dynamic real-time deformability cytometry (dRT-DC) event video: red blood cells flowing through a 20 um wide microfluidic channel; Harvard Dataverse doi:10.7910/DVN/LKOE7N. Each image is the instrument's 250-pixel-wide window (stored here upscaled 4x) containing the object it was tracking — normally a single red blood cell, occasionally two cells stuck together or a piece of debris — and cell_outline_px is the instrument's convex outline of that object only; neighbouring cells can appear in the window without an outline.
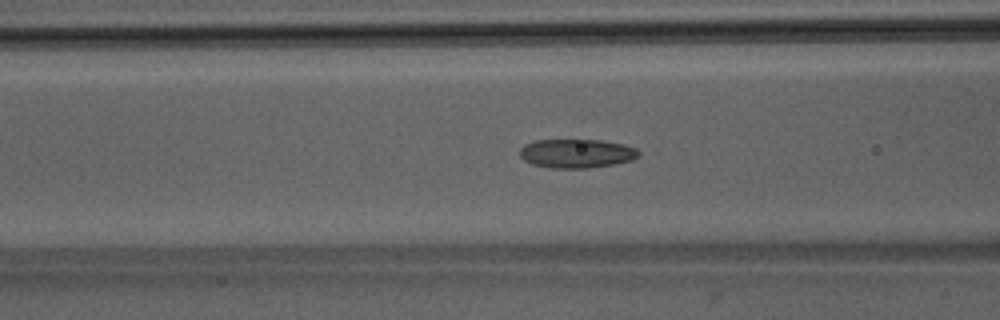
{"species": "Egyptian fruit bat (a non-hibernating species)", "species_latin": "Rousettus aegyptiacus", "temperature_condition": "room temperature", "stored_images_in_passage": 52, "camera_frame_rate_fps": 3000, "um_per_image_px": 0.085, "animal": {"sex": "male"}, "frame": {"image": 1, "passage_image": 20, "time_ms": 6.333, "image_size_px": [1000, 320], "cell_outline_px": [[640, 156], [632, 160], [612, 164], [588, 168], [548, 168], [532, 164], [524, 160], [520, 156], [520, 148], [524, 144], [536, 140], [600, 140], [624, 144], [636, 148], [640, 152]], "centroid_in_image_um": [49.0, 13.04], "position_along_channel_um": 117.6, "area_um2": 20.11}}
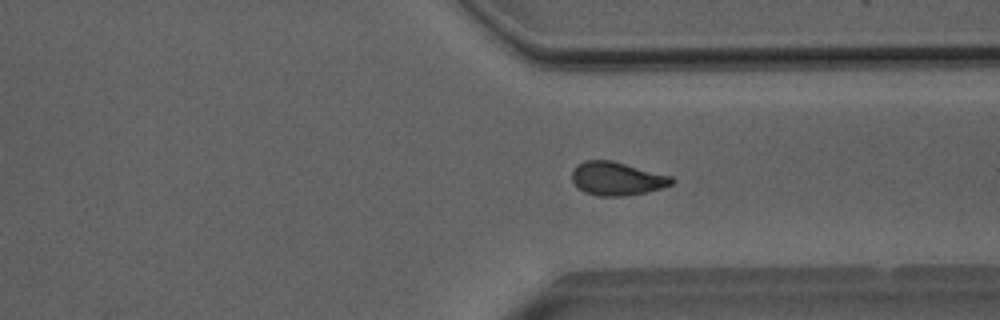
{"frame": {"image": 2, "passage_image": 38, "time_ms": 12.333, "image_size_px": [1000, 320], "cell_outline_px": [[676, 180], [672, 184], [664, 188], [648, 192], [624, 196], [600, 196], [584, 192], [572, 180], [572, 172], [576, 164], [584, 160], [612, 160], [672, 176]], "centroid_in_image_um": [52.47, 15.18], "position_along_channel_um": 358.9, "area_um2": 19.59}}
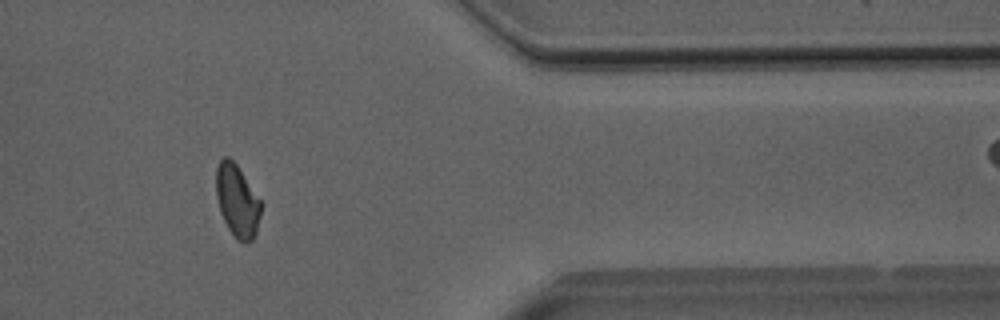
{"frame": {"image": 3, "passage_image": 42, "time_ms": 13.667, "image_size_px": [1000, 320], "cell_outline_px": [[260, 216], [256, 232], [252, 240], [248, 244], [244, 244], [236, 240], [228, 228], [220, 212], [216, 196], [216, 168], [220, 160], [224, 156], [228, 156], [236, 164], [260, 200]], "centroid_in_image_um": [20.14, 17.1], "position_along_channel_um": 391.3, "area_um2": 18.84}, "authors_computed_cell_mechanics": {"area_um2": 19.5653, "velocity_mm_per_s": 4.021, "shape_relaxation_time_tau1_ms": null, "shape_relaxation_time_tau2_ms": 2.6976, "deformation_change_tau1": null, "deformation_change_tau2": 0.0858}}